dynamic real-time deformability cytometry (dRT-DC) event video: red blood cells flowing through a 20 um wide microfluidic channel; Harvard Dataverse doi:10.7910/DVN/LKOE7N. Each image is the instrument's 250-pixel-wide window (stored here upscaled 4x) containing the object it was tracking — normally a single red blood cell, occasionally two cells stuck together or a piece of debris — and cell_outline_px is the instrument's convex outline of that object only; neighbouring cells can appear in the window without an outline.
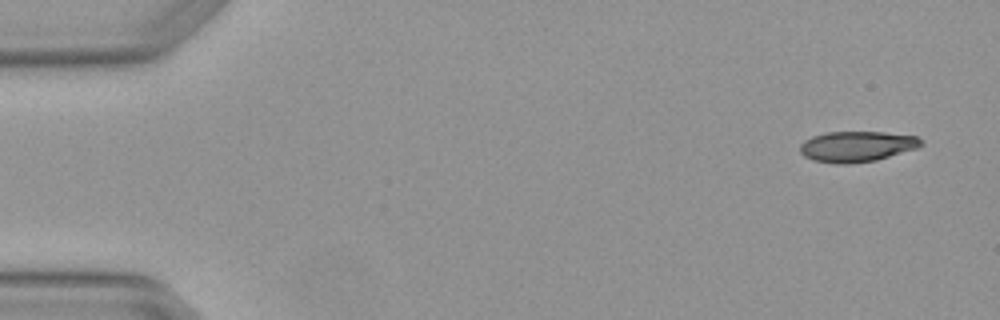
{"species": "Egyptian fruit bat (a non-hibernating species)", "species_latin": "Rousettus aegyptiacus", "temperature_condition": "warm", "stored_images_in_passage": 4, "camera_frame_rate_fps": 3000, "um_per_image_px": 0.085, "animal": {"sex": "female"}, "frame": {"image": 1, "passage_image": 1, "time_ms": 0.0, "image_size_px": [1000, 320], "cell_outline_px": [[924, 144], [916, 148], [876, 160], [848, 164], [836, 164], [812, 160], [804, 156], [800, 152], [800, 144], [804, 140], [812, 136], [828, 132], [884, 132], [916, 136]], "centroid_in_image_um": [72.79, 12.45], "position_along_channel_um": 12.2, "area_um2": 21.56}}